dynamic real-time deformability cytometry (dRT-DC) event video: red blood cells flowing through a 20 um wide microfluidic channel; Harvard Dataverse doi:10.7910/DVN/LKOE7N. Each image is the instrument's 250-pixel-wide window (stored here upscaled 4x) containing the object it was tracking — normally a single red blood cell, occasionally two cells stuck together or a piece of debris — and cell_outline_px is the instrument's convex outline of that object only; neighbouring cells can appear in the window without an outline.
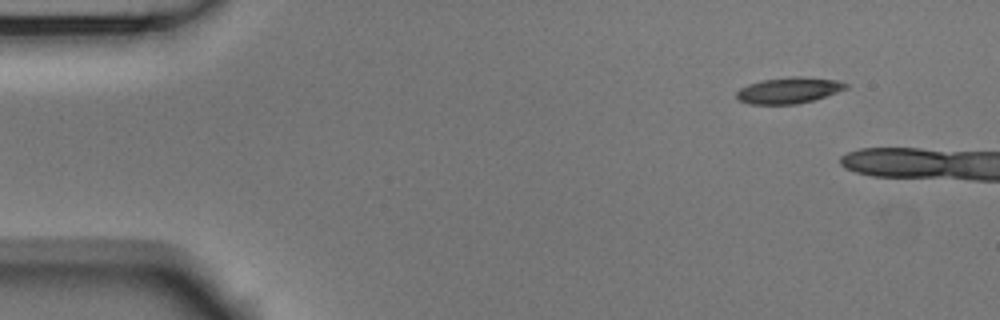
{"species": "Egyptian fruit bat (a non-hibernating species)", "species_latin": "Rousettus aegyptiacus", "temperature_condition": "room temperature", "stored_images_in_passage": 8, "camera_frame_rate_fps": 3000, "um_per_image_px": 0.085, "animal": {"sex": "male"}, "frame": {"image": 1, "passage_image": 1, "time_ms": 0.0, "image_size_px": [1000, 320], "cell_outline_px": [[848, 88], [812, 100], [796, 104], [748, 104], [740, 100], [736, 96], [736, 92], [740, 88], [748, 84], [764, 80], [796, 76], [800, 76], [840, 80], [848, 84]], "centroid_in_image_um": [67.06, 7.67], "position_along_channel_um": 17.9, "area_um2": 16.47}}